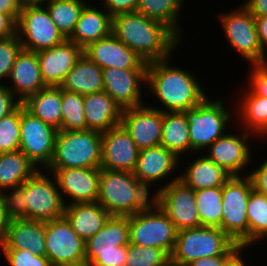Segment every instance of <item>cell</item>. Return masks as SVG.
I'll return each instance as SVG.
<instances>
[{"label": "cell", "instance_id": "1", "mask_svg": "<svg viewBox=\"0 0 267 266\" xmlns=\"http://www.w3.org/2000/svg\"><path fill=\"white\" fill-rule=\"evenodd\" d=\"M169 59L148 63L147 66V96L150 95L151 101L146 104L162 112H183L201 104L208 96L209 90H204L201 79L197 78L191 69L177 66ZM173 62V64H172ZM151 93V94H150ZM154 96L152 100V96ZM157 100H156V99ZM156 101L159 105L154 104ZM152 105V106H151ZM162 107V108H161Z\"/></svg>", "mask_w": 267, "mask_h": 266}, {"label": "cell", "instance_id": "2", "mask_svg": "<svg viewBox=\"0 0 267 266\" xmlns=\"http://www.w3.org/2000/svg\"><path fill=\"white\" fill-rule=\"evenodd\" d=\"M112 34L147 64L174 56L183 42L164 23L137 12L114 15Z\"/></svg>", "mask_w": 267, "mask_h": 266}, {"label": "cell", "instance_id": "3", "mask_svg": "<svg viewBox=\"0 0 267 266\" xmlns=\"http://www.w3.org/2000/svg\"><path fill=\"white\" fill-rule=\"evenodd\" d=\"M133 172L100 168L98 197L111 216H130L146 209L154 199Z\"/></svg>", "mask_w": 267, "mask_h": 266}, {"label": "cell", "instance_id": "4", "mask_svg": "<svg viewBox=\"0 0 267 266\" xmlns=\"http://www.w3.org/2000/svg\"><path fill=\"white\" fill-rule=\"evenodd\" d=\"M209 97L208 94L201 104L183 111L189 125L191 154L205 152L211 144L229 131L228 128L231 130L235 125V107H231L232 103L227 105L222 97Z\"/></svg>", "mask_w": 267, "mask_h": 266}, {"label": "cell", "instance_id": "5", "mask_svg": "<svg viewBox=\"0 0 267 266\" xmlns=\"http://www.w3.org/2000/svg\"><path fill=\"white\" fill-rule=\"evenodd\" d=\"M101 163L100 132L89 129L58 130L54 154L45 169H100Z\"/></svg>", "mask_w": 267, "mask_h": 266}, {"label": "cell", "instance_id": "6", "mask_svg": "<svg viewBox=\"0 0 267 266\" xmlns=\"http://www.w3.org/2000/svg\"><path fill=\"white\" fill-rule=\"evenodd\" d=\"M130 244L128 216H110L85 246V266H125Z\"/></svg>", "mask_w": 267, "mask_h": 266}, {"label": "cell", "instance_id": "7", "mask_svg": "<svg viewBox=\"0 0 267 266\" xmlns=\"http://www.w3.org/2000/svg\"><path fill=\"white\" fill-rule=\"evenodd\" d=\"M239 5L217 14L224 40L248 65L264 64L267 54L259 42L255 17L242 3Z\"/></svg>", "mask_w": 267, "mask_h": 266}, {"label": "cell", "instance_id": "8", "mask_svg": "<svg viewBox=\"0 0 267 266\" xmlns=\"http://www.w3.org/2000/svg\"><path fill=\"white\" fill-rule=\"evenodd\" d=\"M235 242L219 227L200 226L177 231L171 265L186 266L206 257L224 255Z\"/></svg>", "mask_w": 267, "mask_h": 266}, {"label": "cell", "instance_id": "9", "mask_svg": "<svg viewBox=\"0 0 267 266\" xmlns=\"http://www.w3.org/2000/svg\"><path fill=\"white\" fill-rule=\"evenodd\" d=\"M252 189L248 175L232 176L222 186V220L219 228L243 248H248L246 212Z\"/></svg>", "mask_w": 267, "mask_h": 266}, {"label": "cell", "instance_id": "10", "mask_svg": "<svg viewBox=\"0 0 267 266\" xmlns=\"http://www.w3.org/2000/svg\"><path fill=\"white\" fill-rule=\"evenodd\" d=\"M24 205L26 219L47 222L63 217L66 205L51 172L38 169L24 182Z\"/></svg>", "mask_w": 267, "mask_h": 266}, {"label": "cell", "instance_id": "11", "mask_svg": "<svg viewBox=\"0 0 267 266\" xmlns=\"http://www.w3.org/2000/svg\"><path fill=\"white\" fill-rule=\"evenodd\" d=\"M128 221L130 243L161 248L171 256L176 244L177 230L154 201L146 209L128 216Z\"/></svg>", "mask_w": 267, "mask_h": 266}, {"label": "cell", "instance_id": "12", "mask_svg": "<svg viewBox=\"0 0 267 266\" xmlns=\"http://www.w3.org/2000/svg\"><path fill=\"white\" fill-rule=\"evenodd\" d=\"M17 34L23 49L32 52L52 48L66 40L45 5L21 8Z\"/></svg>", "mask_w": 267, "mask_h": 266}, {"label": "cell", "instance_id": "13", "mask_svg": "<svg viewBox=\"0 0 267 266\" xmlns=\"http://www.w3.org/2000/svg\"><path fill=\"white\" fill-rule=\"evenodd\" d=\"M233 130H229L217 139L203 153L210 160L227 169L232 176L248 175L254 155L252 150L254 151L253 148H255L251 138H255L254 141L257 137L243 128L235 129L233 126Z\"/></svg>", "mask_w": 267, "mask_h": 266}, {"label": "cell", "instance_id": "14", "mask_svg": "<svg viewBox=\"0 0 267 266\" xmlns=\"http://www.w3.org/2000/svg\"><path fill=\"white\" fill-rule=\"evenodd\" d=\"M46 257L52 266H85L86 242L63 216L45 222Z\"/></svg>", "mask_w": 267, "mask_h": 266}, {"label": "cell", "instance_id": "15", "mask_svg": "<svg viewBox=\"0 0 267 266\" xmlns=\"http://www.w3.org/2000/svg\"><path fill=\"white\" fill-rule=\"evenodd\" d=\"M58 130L34 117L20 104V147L38 169H45L52 160Z\"/></svg>", "mask_w": 267, "mask_h": 266}, {"label": "cell", "instance_id": "16", "mask_svg": "<svg viewBox=\"0 0 267 266\" xmlns=\"http://www.w3.org/2000/svg\"><path fill=\"white\" fill-rule=\"evenodd\" d=\"M153 201L172 221L177 231L201 226L195 190L176 180L158 189Z\"/></svg>", "mask_w": 267, "mask_h": 266}, {"label": "cell", "instance_id": "17", "mask_svg": "<svg viewBox=\"0 0 267 266\" xmlns=\"http://www.w3.org/2000/svg\"><path fill=\"white\" fill-rule=\"evenodd\" d=\"M179 169L180 158L162 145H158L139 151L137 164L133 173L139 182L154 194L158 189L178 180L180 176ZM172 174L174 175L172 176ZM157 186L159 187L157 188ZM152 187L155 188L154 192V188Z\"/></svg>", "mask_w": 267, "mask_h": 266}, {"label": "cell", "instance_id": "18", "mask_svg": "<svg viewBox=\"0 0 267 266\" xmlns=\"http://www.w3.org/2000/svg\"><path fill=\"white\" fill-rule=\"evenodd\" d=\"M102 79L104 91L122 109L146 104L142 96L147 94V69L106 68L102 69Z\"/></svg>", "mask_w": 267, "mask_h": 266}, {"label": "cell", "instance_id": "19", "mask_svg": "<svg viewBox=\"0 0 267 266\" xmlns=\"http://www.w3.org/2000/svg\"><path fill=\"white\" fill-rule=\"evenodd\" d=\"M45 170L53 174L65 205L96 202L100 169L66 168Z\"/></svg>", "mask_w": 267, "mask_h": 266}, {"label": "cell", "instance_id": "20", "mask_svg": "<svg viewBox=\"0 0 267 266\" xmlns=\"http://www.w3.org/2000/svg\"><path fill=\"white\" fill-rule=\"evenodd\" d=\"M139 150L160 145L163 112L147 104L122 110L121 123Z\"/></svg>", "mask_w": 267, "mask_h": 266}, {"label": "cell", "instance_id": "21", "mask_svg": "<svg viewBox=\"0 0 267 266\" xmlns=\"http://www.w3.org/2000/svg\"><path fill=\"white\" fill-rule=\"evenodd\" d=\"M139 151L136 143L121 124L101 133V168L133 172Z\"/></svg>", "mask_w": 267, "mask_h": 266}, {"label": "cell", "instance_id": "22", "mask_svg": "<svg viewBox=\"0 0 267 266\" xmlns=\"http://www.w3.org/2000/svg\"><path fill=\"white\" fill-rule=\"evenodd\" d=\"M93 63L100 68L147 69L148 64L112 33L83 49Z\"/></svg>", "mask_w": 267, "mask_h": 266}, {"label": "cell", "instance_id": "23", "mask_svg": "<svg viewBox=\"0 0 267 266\" xmlns=\"http://www.w3.org/2000/svg\"><path fill=\"white\" fill-rule=\"evenodd\" d=\"M36 53L45 86L60 87L77 60L83 55V49L66 39L52 48Z\"/></svg>", "mask_w": 267, "mask_h": 266}, {"label": "cell", "instance_id": "24", "mask_svg": "<svg viewBox=\"0 0 267 266\" xmlns=\"http://www.w3.org/2000/svg\"><path fill=\"white\" fill-rule=\"evenodd\" d=\"M8 81L6 85L21 103L45 88L37 53L22 49L16 57Z\"/></svg>", "mask_w": 267, "mask_h": 266}, {"label": "cell", "instance_id": "25", "mask_svg": "<svg viewBox=\"0 0 267 266\" xmlns=\"http://www.w3.org/2000/svg\"><path fill=\"white\" fill-rule=\"evenodd\" d=\"M191 156H193L191 161L188 158L186 163L180 162V169L183 168L184 171L181 169L179 180L187 187L193 188L195 191L219 187L232 177L227 169L210 160L204 153H194Z\"/></svg>", "mask_w": 267, "mask_h": 266}, {"label": "cell", "instance_id": "26", "mask_svg": "<svg viewBox=\"0 0 267 266\" xmlns=\"http://www.w3.org/2000/svg\"><path fill=\"white\" fill-rule=\"evenodd\" d=\"M243 90H237V100H232L235 106V124L247 132L254 134L258 140L267 141V97L251 94L244 86ZM241 94V95H240ZM239 97V98H238ZM239 121H238V120ZM263 138V139H259Z\"/></svg>", "mask_w": 267, "mask_h": 266}, {"label": "cell", "instance_id": "27", "mask_svg": "<svg viewBox=\"0 0 267 266\" xmlns=\"http://www.w3.org/2000/svg\"><path fill=\"white\" fill-rule=\"evenodd\" d=\"M46 257L45 222L31 219L10 220L0 250H24Z\"/></svg>", "mask_w": 267, "mask_h": 266}, {"label": "cell", "instance_id": "28", "mask_svg": "<svg viewBox=\"0 0 267 266\" xmlns=\"http://www.w3.org/2000/svg\"><path fill=\"white\" fill-rule=\"evenodd\" d=\"M95 6L99 7L96 8ZM112 19L113 17L101 7V4L96 2L95 5H92L89 2L83 8L69 40L84 49L90 43L96 42L112 33Z\"/></svg>", "mask_w": 267, "mask_h": 266}, {"label": "cell", "instance_id": "29", "mask_svg": "<svg viewBox=\"0 0 267 266\" xmlns=\"http://www.w3.org/2000/svg\"><path fill=\"white\" fill-rule=\"evenodd\" d=\"M87 129L103 133L121 123L122 108L105 91L84 95Z\"/></svg>", "mask_w": 267, "mask_h": 266}, {"label": "cell", "instance_id": "30", "mask_svg": "<svg viewBox=\"0 0 267 266\" xmlns=\"http://www.w3.org/2000/svg\"><path fill=\"white\" fill-rule=\"evenodd\" d=\"M63 216L86 242L104 226L111 215L98 202H84L66 205Z\"/></svg>", "mask_w": 267, "mask_h": 266}, {"label": "cell", "instance_id": "31", "mask_svg": "<svg viewBox=\"0 0 267 266\" xmlns=\"http://www.w3.org/2000/svg\"><path fill=\"white\" fill-rule=\"evenodd\" d=\"M23 105L34 117L62 130V88L46 86L29 96Z\"/></svg>", "mask_w": 267, "mask_h": 266}, {"label": "cell", "instance_id": "32", "mask_svg": "<svg viewBox=\"0 0 267 266\" xmlns=\"http://www.w3.org/2000/svg\"><path fill=\"white\" fill-rule=\"evenodd\" d=\"M60 87L82 95L104 91L102 68L83 54Z\"/></svg>", "mask_w": 267, "mask_h": 266}, {"label": "cell", "instance_id": "33", "mask_svg": "<svg viewBox=\"0 0 267 266\" xmlns=\"http://www.w3.org/2000/svg\"><path fill=\"white\" fill-rule=\"evenodd\" d=\"M188 130L189 125L183 112H163L160 145L175 153L180 158V162L191 155Z\"/></svg>", "mask_w": 267, "mask_h": 266}, {"label": "cell", "instance_id": "34", "mask_svg": "<svg viewBox=\"0 0 267 266\" xmlns=\"http://www.w3.org/2000/svg\"><path fill=\"white\" fill-rule=\"evenodd\" d=\"M185 1L188 2L187 0H139L135 12L164 23L185 42L183 40L184 30L180 25L183 12H186L184 11Z\"/></svg>", "mask_w": 267, "mask_h": 266}, {"label": "cell", "instance_id": "35", "mask_svg": "<svg viewBox=\"0 0 267 266\" xmlns=\"http://www.w3.org/2000/svg\"><path fill=\"white\" fill-rule=\"evenodd\" d=\"M38 168L20 150L0 153V192L21 186Z\"/></svg>", "mask_w": 267, "mask_h": 266}, {"label": "cell", "instance_id": "36", "mask_svg": "<svg viewBox=\"0 0 267 266\" xmlns=\"http://www.w3.org/2000/svg\"><path fill=\"white\" fill-rule=\"evenodd\" d=\"M88 3L87 0H48L44 5L59 31L66 39H69L83 8Z\"/></svg>", "mask_w": 267, "mask_h": 266}, {"label": "cell", "instance_id": "37", "mask_svg": "<svg viewBox=\"0 0 267 266\" xmlns=\"http://www.w3.org/2000/svg\"><path fill=\"white\" fill-rule=\"evenodd\" d=\"M246 213L248 218V248H251L259 242L262 243V240H267V196L252 189Z\"/></svg>", "mask_w": 267, "mask_h": 266}, {"label": "cell", "instance_id": "38", "mask_svg": "<svg viewBox=\"0 0 267 266\" xmlns=\"http://www.w3.org/2000/svg\"><path fill=\"white\" fill-rule=\"evenodd\" d=\"M201 226L220 227L222 220V186L195 191Z\"/></svg>", "mask_w": 267, "mask_h": 266}, {"label": "cell", "instance_id": "39", "mask_svg": "<svg viewBox=\"0 0 267 266\" xmlns=\"http://www.w3.org/2000/svg\"><path fill=\"white\" fill-rule=\"evenodd\" d=\"M84 95L62 89V130H86Z\"/></svg>", "mask_w": 267, "mask_h": 266}, {"label": "cell", "instance_id": "40", "mask_svg": "<svg viewBox=\"0 0 267 266\" xmlns=\"http://www.w3.org/2000/svg\"><path fill=\"white\" fill-rule=\"evenodd\" d=\"M125 266H171V256L161 248L130 243Z\"/></svg>", "mask_w": 267, "mask_h": 266}, {"label": "cell", "instance_id": "41", "mask_svg": "<svg viewBox=\"0 0 267 266\" xmlns=\"http://www.w3.org/2000/svg\"><path fill=\"white\" fill-rule=\"evenodd\" d=\"M20 147V105L0 119V153L18 151Z\"/></svg>", "mask_w": 267, "mask_h": 266}, {"label": "cell", "instance_id": "42", "mask_svg": "<svg viewBox=\"0 0 267 266\" xmlns=\"http://www.w3.org/2000/svg\"><path fill=\"white\" fill-rule=\"evenodd\" d=\"M22 49L17 33L7 38H0V84L7 83L16 57Z\"/></svg>", "mask_w": 267, "mask_h": 266}, {"label": "cell", "instance_id": "43", "mask_svg": "<svg viewBox=\"0 0 267 266\" xmlns=\"http://www.w3.org/2000/svg\"><path fill=\"white\" fill-rule=\"evenodd\" d=\"M0 196L2 197L6 213L10 220L26 218L24 183L21 186L8 188L0 192Z\"/></svg>", "mask_w": 267, "mask_h": 266}, {"label": "cell", "instance_id": "44", "mask_svg": "<svg viewBox=\"0 0 267 266\" xmlns=\"http://www.w3.org/2000/svg\"><path fill=\"white\" fill-rule=\"evenodd\" d=\"M0 254L4 256L8 266H52L47 257L36 256L28 249L0 250Z\"/></svg>", "mask_w": 267, "mask_h": 266}, {"label": "cell", "instance_id": "45", "mask_svg": "<svg viewBox=\"0 0 267 266\" xmlns=\"http://www.w3.org/2000/svg\"><path fill=\"white\" fill-rule=\"evenodd\" d=\"M248 66L250 71L247 73L248 82L245 88L251 94L267 97V67L264 64Z\"/></svg>", "mask_w": 267, "mask_h": 266}, {"label": "cell", "instance_id": "46", "mask_svg": "<svg viewBox=\"0 0 267 266\" xmlns=\"http://www.w3.org/2000/svg\"><path fill=\"white\" fill-rule=\"evenodd\" d=\"M253 156H254L252 158L253 164H251V167L249 169L251 171H249L248 176L251 179L253 189L267 196V157L265 156V159L260 158L262 159V161L260 162L257 161V163H255L254 158H256L255 157L256 155L254 154Z\"/></svg>", "mask_w": 267, "mask_h": 266}, {"label": "cell", "instance_id": "47", "mask_svg": "<svg viewBox=\"0 0 267 266\" xmlns=\"http://www.w3.org/2000/svg\"><path fill=\"white\" fill-rule=\"evenodd\" d=\"M243 247L235 243L224 255L194 260L186 266H226Z\"/></svg>", "mask_w": 267, "mask_h": 266}, {"label": "cell", "instance_id": "48", "mask_svg": "<svg viewBox=\"0 0 267 266\" xmlns=\"http://www.w3.org/2000/svg\"><path fill=\"white\" fill-rule=\"evenodd\" d=\"M113 17L121 13L135 12L139 0H96ZM103 4V5H102Z\"/></svg>", "mask_w": 267, "mask_h": 266}, {"label": "cell", "instance_id": "49", "mask_svg": "<svg viewBox=\"0 0 267 266\" xmlns=\"http://www.w3.org/2000/svg\"><path fill=\"white\" fill-rule=\"evenodd\" d=\"M21 102L14 96L8 86L0 84V119L12 113Z\"/></svg>", "mask_w": 267, "mask_h": 266}, {"label": "cell", "instance_id": "50", "mask_svg": "<svg viewBox=\"0 0 267 266\" xmlns=\"http://www.w3.org/2000/svg\"><path fill=\"white\" fill-rule=\"evenodd\" d=\"M17 33V22L9 15L0 13V38H7Z\"/></svg>", "mask_w": 267, "mask_h": 266}, {"label": "cell", "instance_id": "51", "mask_svg": "<svg viewBox=\"0 0 267 266\" xmlns=\"http://www.w3.org/2000/svg\"><path fill=\"white\" fill-rule=\"evenodd\" d=\"M241 3L254 17L267 16V0H244Z\"/></svg>", "mask_w": 267, "mask_h": 266}, {"label": "cell", "instance_id": "52", "mask_svg": "<svg viewBox=\"0 0 267 266\" xmlns=\"http://www.w3.org/2000/svg\"><path fill=\"white\" fill-rule=\"evenodd\" d=\"M21 8L18 0H0V13L11 16L16 22H18Z\"/></svg>", "mask_w": 267, "mask_h": 266}, {"label": "cell", "instance_id": "53", "mask_svg": "<svg viewBox=\"0 0 267 266\" xmlns=\"http://www.w3.org/2000/svg\"><path fill=\"white\" fill-rule=\"evenodd\" d=\"M255 23L260 45L267 54V16L255 17Z\"/></svg>", "mask_w": 267, "mask_h": 266}, {"label": "cell", "instance_id": "54", "mask_svg": "<svg viewBox=\"0 0 267 266\" xmlns=\"http://www.w3.org/2000/svg\"><path fill=\"white\" fill-rule=\"evenodd\" d=\"M10 219L6 213L4 202L0 196V245L4 242Z\"/></svg>", "mask_w": 267, "mask_h": 266}, {"label": "cell", "instance_id": "55", "mask_svg": "<svg viewBox=\"0 0 267 266\" xmlns=\"http://www.w3.org/2000/svg\"><path fill=\"white\" fill-rule=\"evenodd\" d=\"M248 252L250 254V250L253 251V248H242L230 261L226 266H249L251 263L248 261L246 262L248 259V257L244 256L243 254ZM249 250V251H248ZM246 257V258H244ZM245 259V260H244ZM249 264V265H248Z\"/></svg>", "mask_w": 267, "mask_h": 266}, {"label": "cell", "instance_id": "56", "mask_svg": "<svg viewBox=\"0 0 267 266\" xmlns=\"http://www.w3.org/2000/svg\"><path fill=\"white\" fill-rule=\"evenodd\" d=\"M48 0H18L21 7L44 5Z\"/></svg>", "mask_w": 267, "mask_h": 266}, {"label": "cell", "instance_id": "57", "mask_svg": "<svg viewBox=\"0 0 267 266\" xmlns=\"http://www.w3.org/2000/svg\"><path fill=\"white\" fill-rule=\"evenodd\" d=\"M264 65L267 67V55H266V60L264 62Z\"/></svg>", "mask_w": 267, "mask_h": 266}]
</instances>
